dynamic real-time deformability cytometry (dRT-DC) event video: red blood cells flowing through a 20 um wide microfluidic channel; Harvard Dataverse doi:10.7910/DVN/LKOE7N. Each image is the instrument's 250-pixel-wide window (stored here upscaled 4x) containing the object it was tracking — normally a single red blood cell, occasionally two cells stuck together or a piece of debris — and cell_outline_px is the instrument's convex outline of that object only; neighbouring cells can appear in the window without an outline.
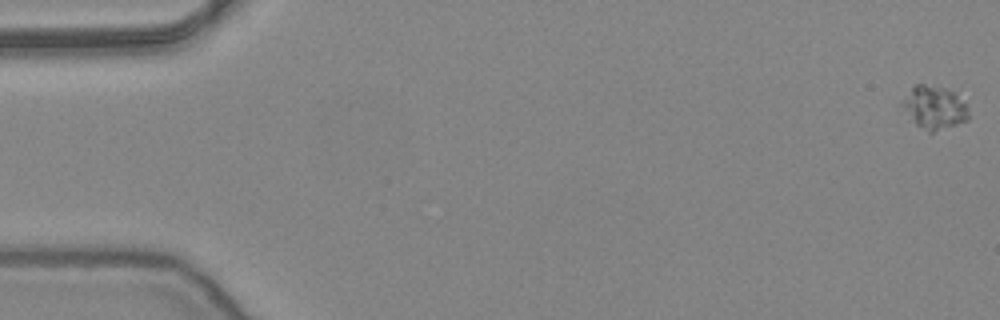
{"species": "common noctule bat (a hibernating species)", "species_latin": "Nyctalus noctula", "temperature_condition": "warm", "stored_images_in_passage": 11, "camera_frame_rate_fps": 3000, "um_per_image_px": 0.085, "animal": {"sex": "female", "body_mass_g": 24.6, "forearm_length_mm": 56.2}, "frame": {"image": 1, "passage_image": 1, "time_ms": 0.0, "image_size_px": [1000, 320], "cell_outline_px": [[968, 120], [932, 132], [928, 132], [916, 124], [900, 104], [900, 100], [916, 84], [924, 84], [944, 88], [956, 92], [968, 108]], "centroid_in_image_um": [79.41, 9.12], "position_along_channel_um": 5.6, "area_um2": 16.47}}